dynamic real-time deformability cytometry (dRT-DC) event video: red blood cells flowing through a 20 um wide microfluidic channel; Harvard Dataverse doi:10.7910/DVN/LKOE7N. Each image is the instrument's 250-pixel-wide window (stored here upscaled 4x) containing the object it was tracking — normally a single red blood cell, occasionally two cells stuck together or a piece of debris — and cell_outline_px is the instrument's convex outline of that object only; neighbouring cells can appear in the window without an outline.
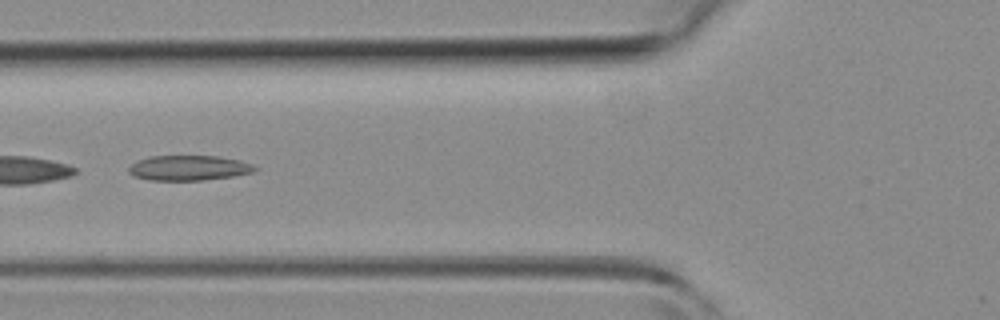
{"species": "common noctule bat (a hibernating species)", "species_latin": "Nyctalus noctula", "temperature_condition": "room temperature", "stored_images_in_passage": 3, "camera_frame_rate_fps": 3000, "um_per_image_px": 0.085, "animal": {"sex": "female", "body_mass_g": 19.3, "forearm_length_mm": 54.1}, "frame": {"image": 1, "passage_image": 3, "time_ms": 3.333, "image_size_px": [1000, 320], "cell_outline_px": [[260, 168], [252, 172], [232, 176], [204, 180], [148, 180], [132, 176], [128, 172], [128, 168], [132, 164], [148, 156], [216, 156], [240, 160], [252, 164]], "centroid_in_image_um": [16.04, 14.27], "position_along_channel_um": 109.8, "area_um2": 18.44}}